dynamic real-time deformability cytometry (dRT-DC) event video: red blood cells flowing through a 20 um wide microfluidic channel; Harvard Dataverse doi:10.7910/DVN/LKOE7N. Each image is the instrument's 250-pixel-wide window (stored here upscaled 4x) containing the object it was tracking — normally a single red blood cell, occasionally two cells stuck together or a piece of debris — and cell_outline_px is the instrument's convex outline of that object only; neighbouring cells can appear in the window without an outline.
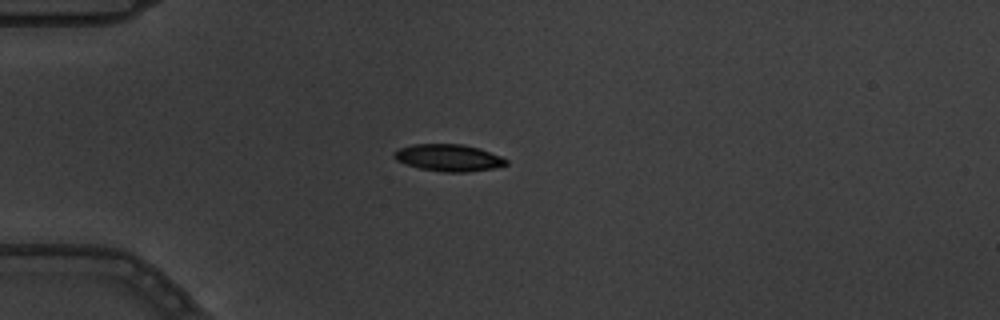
{"species": "common noctule bat (a hibernating species)", "species_latin": "Nyctalus noctula", "temperature_condition": "warm", "stored_images_in_passage": 8, "camera_frame_rate_fps": 3000, "um_per_image_px": 0.085, "animal": {"sex": "male", "body_mass_g": 19.5, "forearm_length_mm": 54.6}, "frame": {"image": 1, "passage_image": 1, "time_ms": 0.0, "image_size_px": [1000, 320], "cell_outline_px": [[508, 164], [496, 168], [468, 172], [444, 172], [420, 168], [396, 160], [392, 156], [392, 152], [400, 148], [412, 144], [464, 144], [480, 148], [500, 156], [508, 160]], "centroid_in_image_um": [38.15, 13.4], "position_along_channel_um": 46.9, "area_um2": 17.69}}
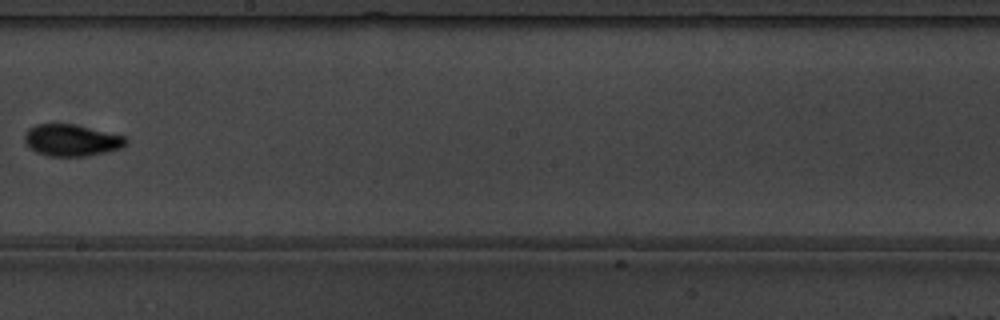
{"frame": {"image": 2, "passage_image": 6, "time_ms": 1.667, "image_size_px": [1000, 320], "cell_outline_px": [[128, 144], [124, 148], [84, 156], [48, 156], [36, 152], [24, 140], [24, 132], [28, 128], [36, 124], [72, 124], [124, 136], [128, 140]], "centroid_in_image_um": [6.08, 11.92], "position_along_channel_um": 242.1, "area_um2": 18.61}}